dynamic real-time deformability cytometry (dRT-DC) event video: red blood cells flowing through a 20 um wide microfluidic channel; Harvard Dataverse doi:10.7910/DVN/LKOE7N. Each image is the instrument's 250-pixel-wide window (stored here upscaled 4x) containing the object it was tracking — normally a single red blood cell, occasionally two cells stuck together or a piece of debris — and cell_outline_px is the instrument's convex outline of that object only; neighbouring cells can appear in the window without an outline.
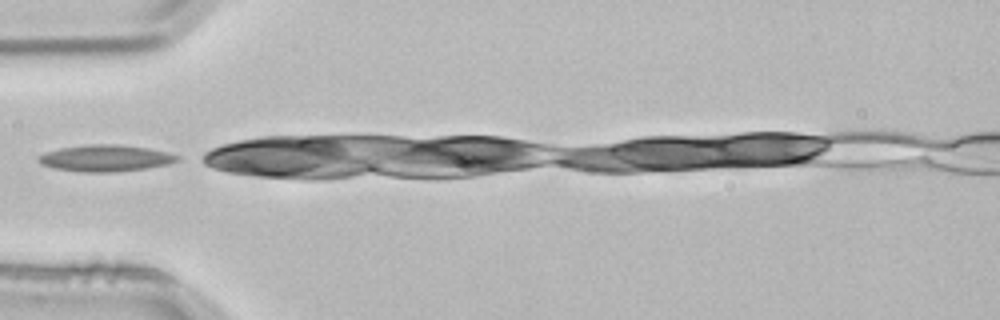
{"species": "common noctule bat (a hibernating species)", "species_latin": "Nyctalus noctula", "temperature_condition": "room temperature", "stored_images_in_passage": 25, "camera_frame_rate_fps": 3000, "um_per_image_px": 0.085, "animal": {"sex": "male", "body_mass_g": 21.5, "forearm_length_mm": 52.0}, "frame": {"image": 1, "passage_image": 1, "time_ms": 0.0, "image_size_px": [1000, 320], "cell_outline_px": [[180, 160], [168, 164], [148, 168], [112, 172], [84, 172], [52, 168], [40, 164], [36, 160], [40, 156], [48, 152], [60, 148], [88, 144], [112, 144], [148, 148], [168, 152], [180, 156]], "centroid_in_image_um": [8.98, 13.45], "position_along_channel_um": 76.0, "area_um2": 21.44}}